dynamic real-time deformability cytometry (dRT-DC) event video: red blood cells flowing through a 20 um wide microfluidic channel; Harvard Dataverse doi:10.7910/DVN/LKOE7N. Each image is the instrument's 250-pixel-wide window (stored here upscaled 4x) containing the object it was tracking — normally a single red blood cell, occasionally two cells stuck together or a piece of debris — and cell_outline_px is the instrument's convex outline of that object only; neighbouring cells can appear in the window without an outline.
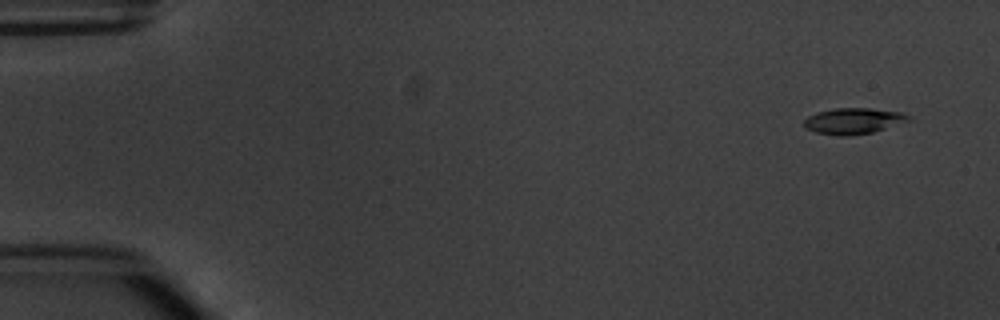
{"species": "common noctule bat (a hibernating species)", "species_latin": "Nyctalus noctula", "temperature_condition": "warm", "stored_images_in_passage": 5, "camera_frame_rate_fps": 3000, "um_per_image_px": 0.085, "animal": {"sex": "male", "body_mass_g": 20.1, "forearm_length_mm": 53.5}, "frame": {"image": 1, "passage_image": 2, "time_ms": 1.0, "image_size_px": [1000, 320], "cell_outline_px": [[912, 120], [872, 132], [848, 136], [840, 136], [816, 132], [804, 128], [804, 120], [808, 116], [816, 112], [836, 108], [868, 108], [900, 112], [912, 116]], "centroid_in_image_um": [72.54, 10.28], "position_along_channel_um": 12.5, "area_um2": 15.84}}
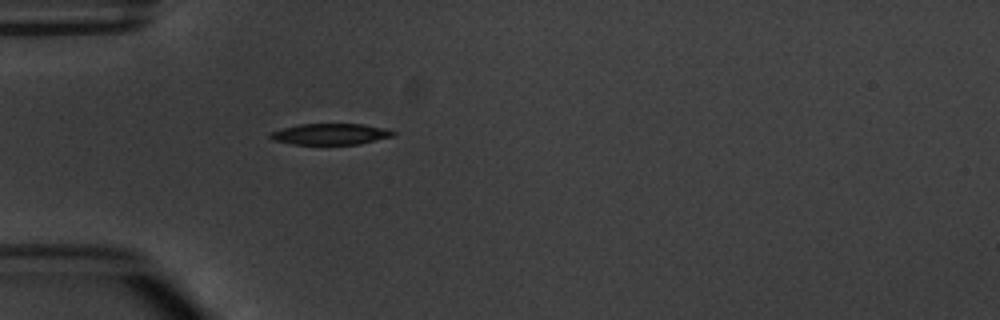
{"frame": {"image": 2, "passage_image": 5, "time_ms": 5.333, "image_size_px": [1000, 320], "cell_outline_px": [[396, 136], [360, 144], [292, 144], [272, 140], [268, 136], [272, 132], [284, 128], [300, 124], [364, 124], [384, 128], [396, 132]], "centroid_in_image_um": [28.13, 11.4], "position_along_channel_um": 56.9, "area_um2": 15.14}}